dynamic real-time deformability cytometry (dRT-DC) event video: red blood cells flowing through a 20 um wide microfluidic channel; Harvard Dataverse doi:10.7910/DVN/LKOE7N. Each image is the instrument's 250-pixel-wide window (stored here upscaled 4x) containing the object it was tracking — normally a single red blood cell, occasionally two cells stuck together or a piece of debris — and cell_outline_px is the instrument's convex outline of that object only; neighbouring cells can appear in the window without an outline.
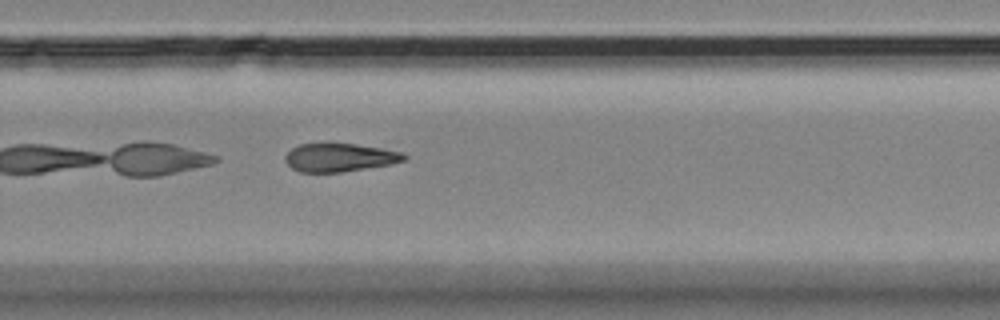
{"species": "Egyptian fruit bat (a non-hibernating species)", "species_latin": "Rousettus aegyptiacus", "temperature_condition": "room temperature", "stored_images_in_passage": 33, "camera_frame_rate_fps": 3000, "um_per_image_px": 0.085, "animal": {"sex": "female"}, "frame": {"image": 1, "passage_image": 19, "time_ms": 6.0, "image_size_px": [1000, 320], "cell_outline_px": [[408, 160], [388, 164], [340, 172], [300, 172], [292, 168], [284, 160], [284, 156], [292, 148], [300, 144], [328, 140], [356, 144], [404, 152], [408, 156]], "centroid_in_image_um": [28.84, 13.33], "position_along_channel_um": 301.0, "area_um2": 20.23}}
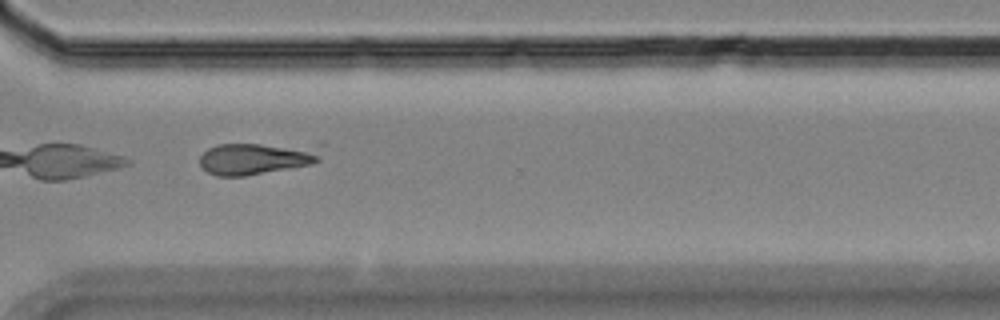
{"frame": {"image": 2, "passage_image": 23, "time_ms": 7.333, "image_size_px": [1000, 320], "cell_outline_px": [[324, 144], [320, 160], [312, 164], [244, 176], [216, 176], [208, 172], [200, 164], [200, 156], [208, 148], [216, 144], [324, 140]], "centroid_in_image_um": [22.06, 13.35], "position_along_channel_um": 348.5, "area_um2": 24.62}}